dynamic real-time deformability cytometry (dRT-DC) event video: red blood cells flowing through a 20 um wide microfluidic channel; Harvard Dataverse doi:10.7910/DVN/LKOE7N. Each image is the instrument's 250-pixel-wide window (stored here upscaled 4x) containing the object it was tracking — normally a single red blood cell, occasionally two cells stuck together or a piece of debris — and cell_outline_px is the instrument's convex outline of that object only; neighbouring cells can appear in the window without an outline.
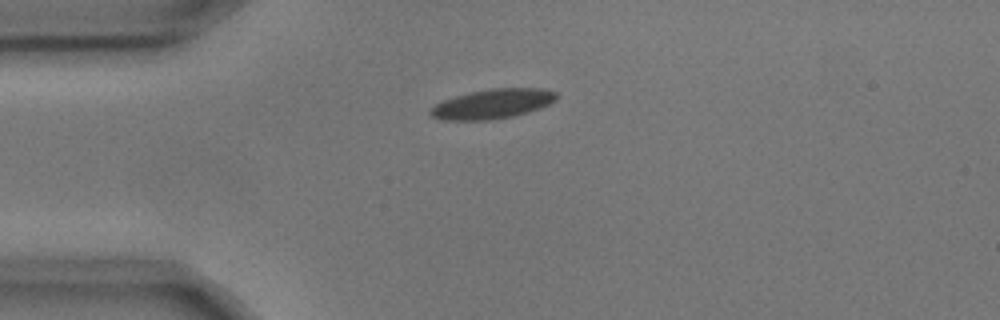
{"species": "common noctule bat (a hibernating species)", "species_latin": "Nyctalus noctula", "temperature_condition": "cold", "stored_images_in_passage": 4, "camera_frame_rate_fps": 3000, "um_per_image_px": 0.085, "animal": {"sex": "male", "body_mass_g": 17.9, "forearm_length_mm": 54.2}, "frame": {"image": 1, "passage_image": 1, "time_ms": 0.0, "image_size_px": [1000, 320], "cell_outline_px": [[560, 96], [556, 100], [540, 108], [512, 116], [488, 120], [444, 120], [432, 116], [428, 112], [436, 104], [444, 100], [456, 96], [472, 92], [492, 88], [544, 88], [556, 92]], "centroid_in_image_um": [41.91, 8.82], "position_along_channel_um": 43.1, "area_um2": 21.56}}